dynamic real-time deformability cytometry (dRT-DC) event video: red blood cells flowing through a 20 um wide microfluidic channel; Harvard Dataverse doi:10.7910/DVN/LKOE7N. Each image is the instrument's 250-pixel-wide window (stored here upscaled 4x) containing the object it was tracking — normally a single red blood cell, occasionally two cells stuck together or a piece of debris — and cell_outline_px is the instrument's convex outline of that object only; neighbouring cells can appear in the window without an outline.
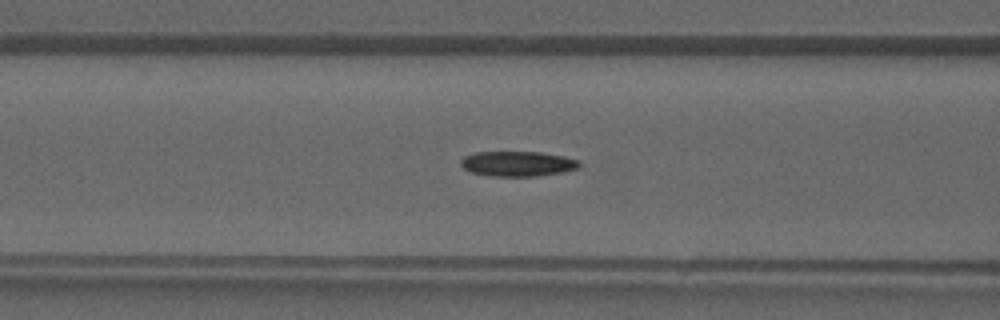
{"species": "common noctule bat (a hibernating species)", "species_latin": "Nyctalus noctula", "temperature_condition": "warm", "stored_images_in_passage": 40, "camera_frame_rate_fps": 3000, "um_per_image_px": 0.085, "animal": {"sex": "male", "forearm_length_mm": 52.5}, "frame": {"image": 1, "passage_image": 15, "time_ms": 4.667, "image_size_px": [1000, 320], "cell_outline_px": [[580, 164], [576, 168], [564, 172], [536, 176], [488, 176], [472, 172], [464, 168], [460, 164], [460, 160], [464, 156], [476, 152], [540, 152], [564, 156], [580, 160]], "centroid_in_image_um": [43.99, 13.91], "position_along_channel_um": 122.6, "area_um2": 17.34}}
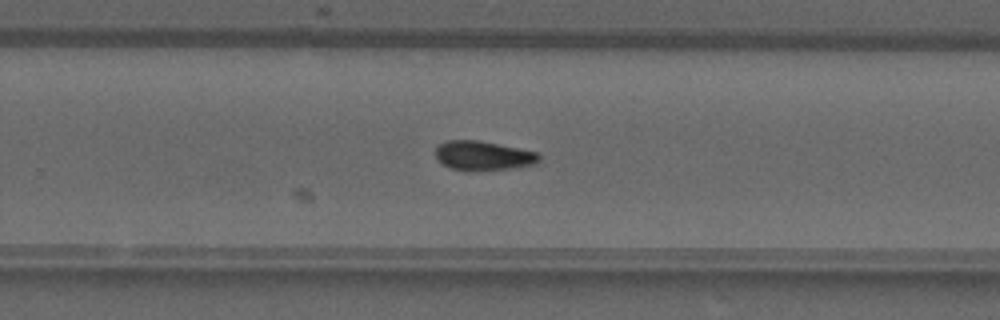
{"frame": {"image": 2, "passage_image": 25, "time_ms": 8.0, "image_size_px": [1000, 320], "cell_outline_px": [[540, 160], [536, 164], [512, 168], [476, 172], [472, 172], [452, 168], [444, 164], [436, 156], [436, 144], [448, 140], [476, 140], [536, 152], [540, 156]], "centroid_in_image_um": [41.06, 13.25], "position_along_channel_um": 288.7, "area_um2": 17.69}}
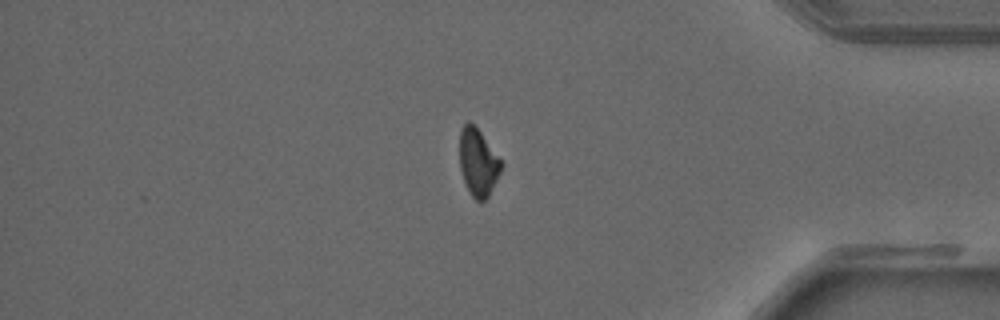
{"frame": {"image": 3, "passage_image": 33, "time_ms": 10.667, "image_size_px": [1000, 320], "cell_outline_px": [[500, 172], [488, 196], [484, 200], [476, 200], [472, 196], [464, 180], [460, 168], [460, 132], [464, 124], [468, 120], [480, 132], [500, 160]], "centroid_in_image_um": [40.6, 13.8], "position_along_channel_um": 394.6, "area_um2": 15.61}}